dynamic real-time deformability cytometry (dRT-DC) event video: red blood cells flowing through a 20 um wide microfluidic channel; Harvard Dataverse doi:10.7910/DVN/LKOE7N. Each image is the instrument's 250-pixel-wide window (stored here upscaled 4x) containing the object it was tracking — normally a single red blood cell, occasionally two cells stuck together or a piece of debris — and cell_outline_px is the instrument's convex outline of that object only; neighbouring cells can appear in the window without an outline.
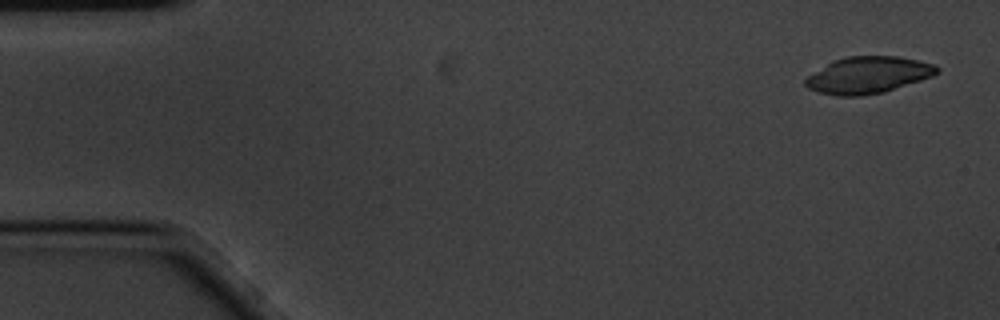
{"species": "common noctule bat (a hibernating species)", "species_latin": "Nyctalus noctula", "temperature_condition": "cold", "stored_images_in_passage": 5, "camera_frame_rate_fps": 3000, "um_per_image_px": 0.085, "animal": {"sex": "male", "body_mass_g": 20.1, "forearm_length_mm": 53.5}, "frame": {"image": 1, "passage_image": 1, "time_ms": 0.0, "image_size_px": [1000, 320], "cell_outline_px": [[940, 72], [932, 76], [884, 92], [860, 96], [840, 96], [820, 92], [808, 88], [804, 84], [804, 80], [808, 76], [828, 64], [836, 60], [848, 56], [900, 56], [936, 64], [940, 68]], "centroid_in_image_um": [73.84, 6.37], "position_along_channel_um": 11.2, "area_um2": 27.92}}